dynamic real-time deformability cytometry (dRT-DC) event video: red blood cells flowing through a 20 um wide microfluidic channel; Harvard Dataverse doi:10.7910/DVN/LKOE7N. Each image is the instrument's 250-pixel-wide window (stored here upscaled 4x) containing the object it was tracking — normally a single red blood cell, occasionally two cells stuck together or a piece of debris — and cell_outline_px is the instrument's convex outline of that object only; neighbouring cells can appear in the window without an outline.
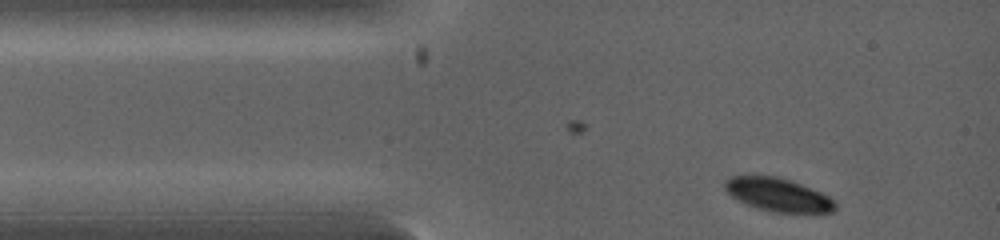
{"species": "common noctule bat (a hibernating species)", "species_latin": "Nyctalus noctula", "temperature_condition": "warm", "stored_images_in_passage": 2, "camera_frame_rate_fps": 5000, "um_per_image_px": 0.085, "animal": {"sex": "female", "body_mass_g": 19.0, "forearm_length_mm": 53.3}, "frame": {"image": 1, "passage_image": 2, "time_ms": 0.4, "image_size_px": [1000, 240], "cell_outline_px": [[836, 208], [832, 212], [768, 212], [756, 208], [732, 196], [724, 188], [724, 180], [732, 176], [776, 176], [800, 184], [820, 192], [828, 196], [836, 204]], "centroid_in_image_um": [66.11, 16.55], "position_along_channel_um": 18.9, "area_um2": 21.04}}